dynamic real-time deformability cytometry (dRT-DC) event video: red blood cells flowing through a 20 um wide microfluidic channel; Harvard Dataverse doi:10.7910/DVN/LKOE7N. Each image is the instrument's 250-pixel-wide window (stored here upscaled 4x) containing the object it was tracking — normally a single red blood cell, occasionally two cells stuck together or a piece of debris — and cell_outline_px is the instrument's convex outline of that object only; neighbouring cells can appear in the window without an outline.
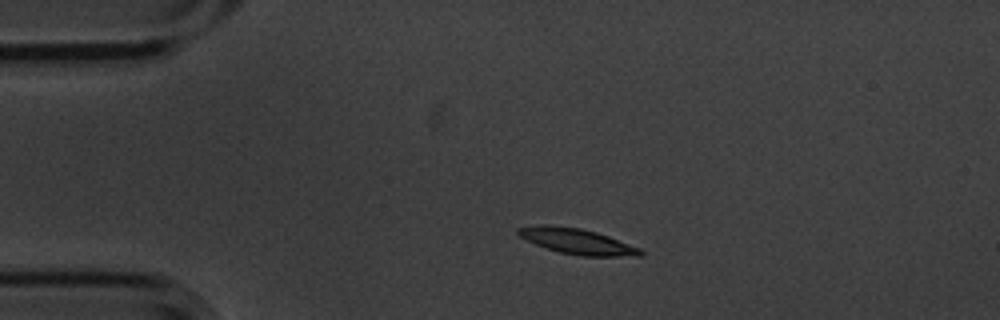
{"species": "common noctule bat (a hibernating species)", "species_latin": "Nyctalus noctula", "temperature_condition": "cold", "stored_images_in_passage": 5, "camera_frame_rate_fps": 3000, "um_per_image_px": 0.085, "animal": {"sex": "male", "body_mass_g": 20.1, "forearm_length_mm": 53.5}, "frame": {"image": 1, "passage_image": 2, "time_ms": 0.333, "image_size_px": [1000, 320], "cell_outline_px": [[644, 252], [640, 256], [584, 256], [560, 252], [544, 248], [520, 236], [516, 232], [516, 228], [544, 224], [548, 224], [580, 228], [596, 232], [608, 236], [640, 248]], "centroid_in_image_um": [49.04, 20.5], "position_along_channel_um": 36.0, "area_um2": 18.09}}
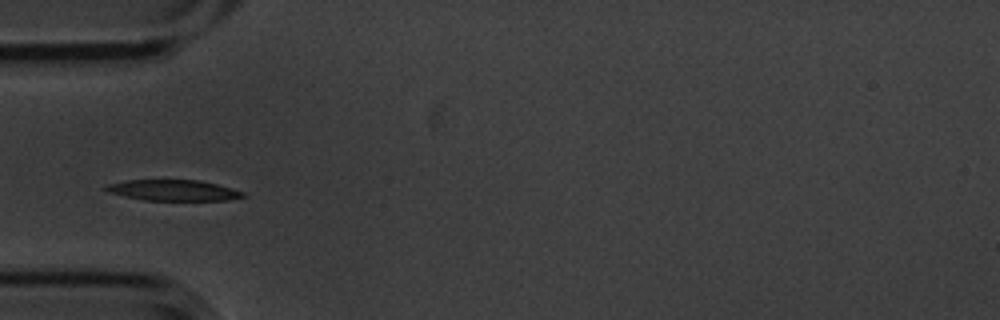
{"frame": {"image": 2, "passage_image": 4, "time_ms": 1.0, "image_size_px": [1000, 320], "cell_outline_px": [[248, 196], [228, 200], [144, 200], [124, 196], [108, 192], [100, 188], [108, 184], [128, 180], [200, 180], [232, 188], [244, 192]], "centroid_in_image_um": [14.73, 16.17], "position_along_channel_um": 70.3, "area_um2": 16.7}}
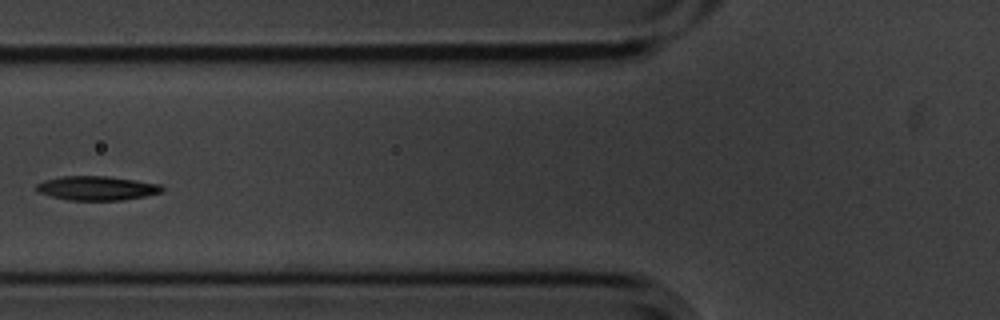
{"frame": {"image": 3, "passage_image": 5, "time_ms": 1.333, "image_size_px": [1000, 320], "cell_outline_px": [[164, 192], [124, 200], [68, 200], [36, 192], [36, 184], [44, 180], [60, 176], [108, 176], [136, 180], [160, 184], [164, 188]], "centroid_in_image_um": [8.23, 15.99], "position_along_channel_um": 117.6, "area_um2": 17.8}}